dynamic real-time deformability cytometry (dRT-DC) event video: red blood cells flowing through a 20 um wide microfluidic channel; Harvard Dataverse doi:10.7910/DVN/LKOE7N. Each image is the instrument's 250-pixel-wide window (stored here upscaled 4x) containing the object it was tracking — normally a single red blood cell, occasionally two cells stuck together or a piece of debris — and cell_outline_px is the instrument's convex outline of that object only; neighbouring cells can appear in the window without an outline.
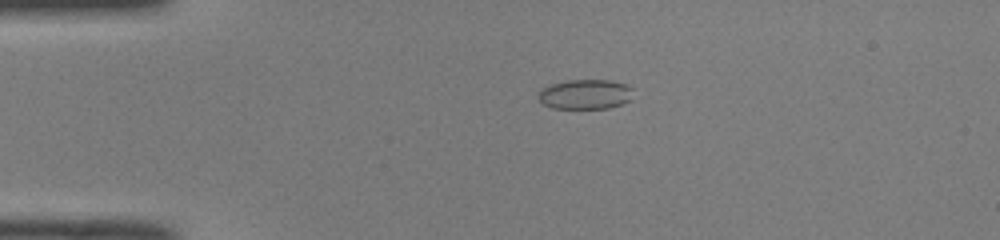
{"species": "common noctule bat (a hibernating species)", "species_latin": "Nyctalus noctula", "temperature_condition": "room temperature", "stored_images_in_passage": 44, "camera_frame_rate_fps": 3000, "um_per_image_px": 0.085, "animal": {"sex": "male", "body_mass_g": 19.0, "forearm_length_mm": 50.8}, "frame": {"image": 1, "passage_image": 5, "time_ms": 1.333, "image_size_px": [1000, 240], "cell_outline_px": [[632, 88], [628, 100], [620, 104], [608, 108], [552, 108], [544, 104], [540, 100], [540, 88], [564, 80], [612, 80], [624, 84]], "centroid_in_image_um": [49.71, 8.0], "position_along_channel_um": 35.3, "area_um2": 16.18}}
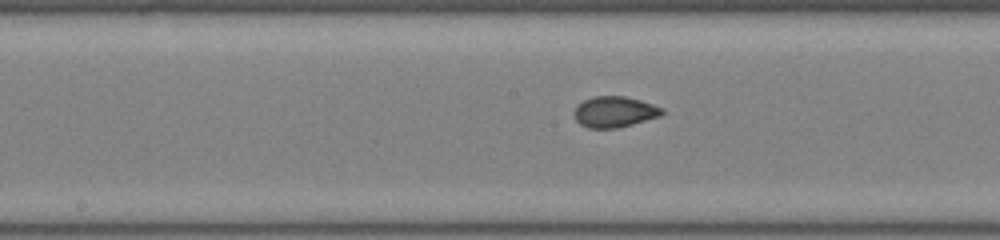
{"frame": {"image": 2, "passage_image": 20, "time_ms": 6.333, "image_size_px": [1000, 240], "cell_outline_px": [[664, 112], [660, 116], [632, 124], [616, 128], [588, 128], [580, 124], [576, 120], [572, 112], [576, 104], [592, 96], [624, 96], [640, 100], [664, 108]], "centroid_in_image_um": [52.19, 9.5], "position_along_channel_um": 196.0, "area_um2": 15.95}}
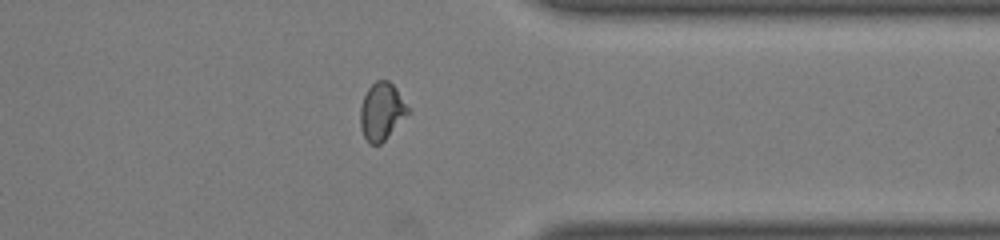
{"frame": {"image": 3, "passage_image": 34, "time_ms": 11.0, "image_size_px": [1000, 240], "cell_outline_px": [[412, 112], [380, 144], [368, 144], [360, 128], [360, 108], [364, 96], [368, 88], [376, 80], [388, 80], [396, 88]], "centroid_in_image_um": [32.46, 9.48], "position_along_channel_um": 378.9, "area_um2": 16.13}}